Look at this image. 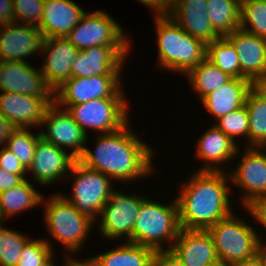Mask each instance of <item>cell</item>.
<instances>
[{
    "mask_svg": "<svg viewBox=\"0 0 266 266\" xmlns=\"http://www.w3.org/2000/svg\"><path fill=\"white\" fill-rule=\"evenodd\" d=\"M240 28L266 39V2L245 1L241 5Z\"/></svg>",
    "mask_w": 266,
    "mask_h": 266,
    "instance_id": "836d02e7",
    "label": "cell"
},
{
    "mask_svg": "<svg viewBox=\"0 0 266 266\" xmlns=\"http://www.w3.org/2000/svg\"><path fill=\"white\" fill-rule=\"evenodd\" d=\"M170 251L185 266H215L220 263L208 230L181 229Z\"/></svg>",
    "mask_w": 266,
    "mask_h": 266,
    "instance_id": "44dd1931",
    "label": "cell"
},
{
    "mask_svg": "<svg viewBox=\"0 0 266 266\" xmlns=\"http://www.w3.org/2000/svg\"><path fill=\"white\" fill-rule=\"evenodd\" d=\"M29 181L24 179L17 186L0 193V222L42 204V194Z\"/></svg>",
    "mask_w": 266,
    "mask_h": 266,
    "instance_id": "484cf974",
    "label": "cell"
},
{
    "mask_svg": "<svg viewBox=\"0 0 266 266\" xmlns=\"http://www.w3.org/2000/svg\"><path fill=\"white\" fill-rule=\"evenodd\" d=\"M186 77L192 90L199 96L198 99L200 101L232 78L228 73L223 72L206 58L196 67L192 68L186 74Z\"/></svg>",
    "mask_w": 266,
    "mask_h": 266,
    "instance_id": "f1b7e54d",
    "label": "cell"
},
{
    "mask_svg": "<svg viewBox=\"0 0 266 266\" xmlns=\"http://www.w3.org/2000/svg\"><path fill=\"white\" fill-rule=\"evenodd\" d=\"M215 266H232V265H228V264L219 263V264H217V265H215Z\"/></svg>",
    "mask_w": 266,
    "mask_h": 266,
    "instance_id": "f5cc1de1",
    "label": "cell"
},
{
    "mask_svg": "<svg viewBox=\"0 0 266 266\" xmlns=\"http://www.w3.org/2000/svg\"><path fill=\"white\" fill-rule=\"evenodd\" d=\"M214 125L224 134L229 136L237 145L236 138H246V147H248L249 115L246 106L236 109L227 115L215 120Z\"/></svg>",
    "mask_w": 266,
    "mask_h": 266,
    "instance_id": "e575fe53",
    "label": "cell"
},
{
    "mask_svg": "<svg viewBox=\"0 0 266 266\" xmlns=\"http://www.w3.org/2000/svg\"><path fill=\"white\" fill-rule=\"evenodd\" d=\"M127 101L126 97H107L80 104L58 106L67 109L86 134H88L86 129L108 134L120 130L130 121Z\"/></svg>",
    "mask_w": 266,
    "mask_h": 266,
    "instance_id": "ba28073f",
    "label": "cell"
},
{
    "mask_svg": "<svg viewBox=\"0 0 266 266\" xmlns=\"http://www.w3.org/2000/svg\"><path fill=\"white\" fill-rule=\"evenodd\" d=\"M77 160L70 151L67 152L40 137L27 173H31V177L33 176L34 181L40 185L48 186L62 179L68 181L67 174L71 172Z\"/></svg>",
    "mask_w": 266,
    "mask_h": 266,
    "instance_id": "9a60e30c",
    "label": "cell"
},
{
    "mask_svg": "<svg viewBox=\"0 0 266 266\" xmlns=\"http://www.w3.org/2000/svg\"><path fill=\"white\" fill-rule=\"evenodd\" d=\"M234 46L240 62V78L256 85L266 78V39L241 28L225 36Z\"/></svg>",
    "mask_w": 266,
    "mask_h": 266,
    "instance_id": "ac0fdd59",
    "label": "cell"
},
{
    "mask_svg": "<svg viewBox=\"0 0 266 266\" xmlns=\"http://www.w3.org/2000/svg\"><path fill=\"white\" fill-rule=\"evenodd\" d=\"M67 256L68 257L64 259L65 264L62 266H99L97 260L94 258V255H92V257L85 258L83 261L73 258L71 254H68Z\"/></svg>",
    "mask_w": 266,
    "mask_h": 266,
    "instance_id": "ee69618b",
    "label": "cell"
},
{
    "mask_svg": "<svg viewBox=\"0 0 266 266\" xmlns=\"http://www.w3.org/2000/svg\"><path fill=\"white\" fill-rule=\"evenodd\" d=\"M123 243L94 256L99 266H152L154 249L127 241Z\"/></svg>",
    "mask_w": 266,
    "mask_h": 266,
    "instance_id": "4316f807",
    "label": "cell"
},
{
    "mask_svg": "<svg viewBox=\"0 0 266 266\" xmlns=\"http://www.w3.org/2000/svg\"><path fill=\"white\" fill-rule=\"evenodd\" d=\"M146 196L123 194L113 190L111 197L99 214L98 229L105 239L119 241L121 238L132 243V231L135 220Z\"/></svg>",
    "mask_w": 266,
    "mask_h": 266,
    "instance_id": "9c48e42d",
    "label": "cell"
},
{
    "mask_svg": "<svg viewBox=\"0 0 266 266\" xmlns=\"http://www.w3.org/2000/svg\"><path fill=\"white\" fill-rule=\"evenodd\" d=\"M253 83L246 78H231L217 90L206 95L200 102L205 110L215 116L214 119L227 115L245 105L248 92Z\"/></svg>",
    "mask_w": 266,
    "mask_h": 266,
    "instance_id": "d4e9b609",
    "label": "cell"
},
{
    "mask_svg": "<svg viewBox=\"0 0 266 266\" xmlns=\"http://www.w3.org/2000/svg\"><path fill=\"white\" fill-rule=\"evenodd\" d=\"M123 28L107 12H86L66 38L79 50L91 46H131Z\"/></svg>",
    "mask_w": 266,
    "mask_h": 266,
    "instance_id": "30bf717a",
    "label": "cell"
},
{
    "mask_svg": "<svg viewBox=\"0 0 266 266\" xmlns=\"http://www.w3.org/2000/svg\"><path fill=\"white\" fill-rule=\"evenodd\" d=\"M54 258H55V255L47 263H45L43 266H57L53 261Z\"/></svg>",
    "mask_w": 266,
    "mask_h": 266,
    "instance_id": "f907efd6",
    "label": "cell"
},
{
    "mask_svg": "<svg viewBox=\"0 0 266 266\" xmlns=\"http://www.w3.org/2000/svg\"><path fill=\"white\" fill-rule=\"evenodd\" d=\"M235 1L236 3H238L240 6L247 0H233Z\"/></svg>",
    "mask_w": 266,
    "mask_h": 266,
    "instance_id": "816d5d0a",
    "label": "cell"
},
{
    "mask_svg": "<svg viewBox=\"0 0 266 266\" xmlns=\"http://www.w3.org/2000/svg\"><path fill=\"white\" fill-rule=\"evenodd\" d=\"M31 128H15L7 140L6 148L12 152L26 168L30 167L41 133L30 132Z\"/></svg>",
    "mask_w": 266,
    "mask_h": 266,
    "instance_id": "1f68e13d",
    "label": "cell"
},
{
    "mask_svg": "<svg viewBox=\"0 0 266 266\" xmlns=\"http://www.w3.org/2000/svg\"><path fill=\"white\" fill-rule=\"evenodd\" d=\"M46 239H31L23 248L16 266H43L53 256V247Z\"/></svg>",
    "mask_w": 266,
    "mask_h": 266,
    "instance_id": "d590c367",
    "label": "cell"
},
{
    "mask_svg": "<svg viewBox=\"0 0 266 266\" xmlns=\"http://www.w3.org/2000/svg\"><path fill=\"white\" fill-rule=\"evenodd\" d=\"M121 80V75L71 77L54 91V102L74 105L98 98L125 97Z\"/></svg>",
    "mask_w": 266,
    "mask_h": 266,
    "instance_id": "8fae6325",
    "label": "cell"
},
{
    "mask_svg": "<svg viewBox=\"0 0 266 266\" xmlns=\"http://www.w3.org/2000/svg\"><path fill=\"white\" fill-rule=\"evenodd\" d=\"M24 179L19 174H13L0 167V193L17 186Z\"/></svg>",
    "mask_w": 266,
    "mask_h": 266,
    "instance_id": "60d3db41",
    "label": "cell"
},
{
    "mask_svg": "<svg viewBox=\"0 0 266 266\" xmlns=\"http://www.w3.org/2000/svg\"><path fill=\"white\" fill-rule=\"evenodd\" d=\"M134 132L128 122L116 132L97 134L95 151L86 146L78 161L124 183L149 176L154 173L152 157L155 150Z\"/></svg>",
    "mask_w": 266,
    "mask_h": 266,
    "instance_id": "6da1fadb",
    "label": "cell"
},
{
    "mask_svg": "<svg viewBox=\"0 0 266 266\" xmlns=\"http://www.w3.org/2000/svg\"><path fill=\"white\" fill-rule=\"evenodd\" d=\"M244 208L257 223L266 228V196L251 200Z\"/></svg>",
    "mask_w": 266,
    "mask_h": 266,
    "instance_id": "f35d334b",
    "label": "cell"
},
{
    "mask_svg": "<svg viewBox=\"0 0 266 266\" xmlns=\"http://www.w3.org/2000/svg\"><path fill=\"white\" fill-rule=\"evenodd\" d=\"M137 1L151 8V10H154L155 16L159 15V0H137Z\"/></svg>",
    "mask_w": 266,
    "mask_h": 266,
    "instance_id": "7dc6e473",
    "label": "cell"
},
{
    "mask_svg": "<svg viewBox=\"0 0 266 266\" xmlns=\"http://www.w3.org/2000/svg\"><path fill=\"white\" fill-rule=\"evenodd\" d=\"M85 13L72 0H45L38 28L44 38L66 37Z\"/></svg>",
    "mask_w": 266,
    "mask_h": 266,
    "instance_id": "cb8c5ba5",
    "label": "cell"
},
{
    "mask_svg": "<svg viewBox=\"0 0 266 266\" xmlns=\"http://www.w3.org/2000/svg\"><path fill=\"white\" fill-rule=\"evenodd\" d=\"M44 203V204H43ZM45 228L51 238L60 242L70 254H77L85 245L95 223L76 210L59 192L42 199Z\"/></svg>",
    "mask_w": 266,
    "mask_h": 266,
    "instance_id": "5b68a950",
    "label": "cell"
},
{
    "mask_svg": "<svg viewBox=\"0 0 266 266\" xmlns=\"http://www.w3.org/2000/svg\"><path fill=\"white\" fill-rule=\"evenodd\" d=\"M0 167L5 171L13 174H19L23 179H27V170L21 164L19 159L10 152L6 147L2 146L0 150Z\"/></svg>",
    "mask_w": 266,
    "mask_h": 266,
    "instance_id": "74e56055",
    "label": "cell"
},
{
    "mask_svg": "<svg viewBox=\"0 0 266 266\" xmlns=\"http://www.w3.org/2000/svg\"><path fill=\"white\" fill-rule=\"evenodd\" d=\"M41 126L46 128V131L40 130L41 137L46 141L64 150L70 148L71 154L77 159L84 153L89 136L74 121L67 109L53 102L47 108Z\"/></svg>",
    "mask_w": 266,
    "mask_h": 266,
    "instance_id": "7c38bea8",
    "label": "cell"
},
{
    "mask_svg": "<svg viewBox=\"0 0 266 266\" xmlns=\"http://www.w3.org/2000/svg\"><path fill=\"white\" fill-rule=\"evenodd\" d=\"M232 266H264L261 256L256 253L253 257L246 259L245 261L238 262Z\"/></svg>",
    "mask_w": 266,
    "mask_h": 266,
    "instance_id": "bcb514c9",
    "label": "cell"
},
{
    "mask_svg": "<svg viewBox=\"0 0 266 266\" xmlns=\"http://www.w3.org/2000/svg\"><path fill=\"white\" fill-rule=\"evenodd\" d=\"M237 167L229 172L231 183L243 191L241 204L244 207L251 200L266 196V148L245 147Z\"/></svg>",
    "mask_w": 266,
    "mask_h": 266,
    "instance_id": "5bb4252c",
    "label": "cell"
},
{
    "mask_svg": "<svg viewBox=\"0 0 266 266\" xmlns=\"http://www.w3.org/2000/svg\"><path fill=\"white\" fill-rule=\"evenodd\" d=\"M44 5L45 0H13L15 22L38 27Z\"/></svg>",
    "mask_w": 266,
    "mask_h": 266,
    "instance_id": "8d00e7d4",
    "label": "cell"
},
{
    "mask_svg": "<svg viewBox=\"0 0 266 266\" xmlns=\"http://www.w3.org/2000/svg\"><path fill=\"white\" fill-rule=\"evenodd\" d=\"M245 106L249 115L248 147L266 148V95L257 85L248 92Z\"/></svg>",
    "mask_w": 266,
    "mask_h": 266,
    "instance_id": "83f0119b",
    "label": "cell"
},
{
    "mask_svg": "<svg viewBox=\"0 0 266 266\" xmlns=\"http://www.w3.org/2000/svg\"><path fill=\"white\" fill-rule=\"evenodd\" d=\"M79 51L66 37L44 38L41 53L45 61L39 67L53 91L71 78V66Z\"/></svg>",
    "mask_w": 266,
    "mask_h": 266,
    "instance_id": "d6986e66",
    "label": "cell"
},
{
    "mask_svg": "<svg viewBox=\"0 0 266 266\" xmlns=\"http://www.w3.org/2000/svg\"><path fill=\"white\" fill-rule=\"evenodd\" d=\"M0 91L54 99L40 67L27 62H0Z\"/></svg>",
    "mask_w": 266,
    "mask_h": 266,
    "instance_id": "2e32d148",
    "label": "cell"
},
{
    "mask_svg": "<svg viewBox=\"0 0 266 266\" xmlns=\"http://www.w3.org/2000/svg\"><path fill=\"white\" fill-rule=\"evenodd\" d=\"M181 0H159V15L168 14Z\"/></svg>",
    "mask_w": 266,
    "mask_h": 266,
    "instance_id": "f6af8a7d",
    "label": "cell"
},
{
    "mask_svg": "<svg viewBox=\"0 0 266 266\" xmlns=\"http://www.w3.org/2000/svg\"><path fill=\"white\" fill-rule=\"evenodd\" d=\"M223 171H194L176 196L181 229L208 230L234 212L229 197L231 178Z\"/></svg>",
    "mask_w": 266,
    "mask_h": 266,
    "instance_id": "7a4b0ae2",
    "label": "cell"
},
{
    "mask_svg": "<svg viewBox=\"0 0 266 266\" xmlns=\"http://www.w3.org/2000/svg\"><path fill=\"white\" fill-rule=\"evenodd\" d=\"M158 67L186 75L206 58V44L185 32L169 15H153Z\"/></svg>",
    "mask_w": 266,
    "mask_h": 266,
    "instance_id": "3957f363",
    "label": "cell"
},
{
    "mask_svg": "<svg viewBox=\"0 0 266 266\" xmlns=\"http://www.w3.org/2000/svg\"><path fill=\"white\" fill-rule=\"evenodd\" d=\"M15 22L13 0H0V26Z\"/></svg>",
    "mask_w": 266,
    "mask_h": 266,
    "instance_id": "b9f144b4",
    "label": "cell"
},
{
    "mask_svg": "<svg viewBox=\"0 0 266 266\" xmlns=\"http://www.w3.org/2000/svg\"><path fill=\"white\" fill-rule=\"evenodd\" d=\"M180 230L176 198L169 204H162L148 197L135 220L132 243L150 247L155 251L170 250Z\"/></svg>",
    "mask_w": 266,
    "mask_h": 266,
    "instance_id": "277c9868",
    "label": "cell"
},
{
    "mask_svg": "<svg viewBox=\"0 0 266 266\" xmlns=\"http://www.w3.org/2000/svg\"><path fill=\"white\" fill-rule=\"evenodd\" d=\"M220 263L233 265L253 257L258 252L263 234L256 231L234 212L208 229Z\"/></svg>",
    "mask_w": 266,
    "mask_h": 266,
    "instance_id": "8992f818",
    "label": "cell"
},
{
    "mask_svg": "<svg viewBox=\"0 0 266 266\" xmlns=\"http://www.w3.org/2000/svg\"><path fill=\"white\" fill-rule=\"evenodd\" d=\"M152 266H185L170 250H158L153 257Z\"/></svg>",
    "mask_w": 266,
    "mask_h": 266,
    "instance_id": "ab89813d",
    "label": "cell"
},
{
    "mask_svg": "<svg viewBox=\"0 0 266 266\" xmlns=\"http://www.w3.org/2000/svg\"><path fill=\"white\" fill-rule=\"evenodd\" d=\"M206 59L231 77L240 78L239 57L234 46L225 36L206 44Z\"/></svg>",
    "mask_w": 266,
    "mask_h": 266,
    "instance_id": "4dcf8cb0",
    "label": "cell"
},
{
    "mask_svg": "<svg viewBox=\"0 0 266 266\" xmlns=\"http://www.w3.org/2000/svg\"><path fill=\"white\" fill-rule=\"evenodd\" d=\"M15 127L0 113V145L6 147L8 138Z\"/></svg>",
    "mask_w": 266,
    "mask_h": 266,
    "instance_id": "7bdbcfd3",
    "label": "cell"
},
{
    "mask_svg": "<svg viewBox=\"0 0 266 266\" xmlns=\"http://www.w3.org/2000/svg\"><path fill=\"white\" fill-rule=\"evenodd\" d=\"M43 40L42 32L33 25L12 22L0 26V62H27L25 58L41 52Z\"/></svg>",
    "mask_w": 266,
    "mask_h": 266,
    "instance_id": "e0dca14e",
    "label": "cell"
},
{
    "mask_svg": "<svg viewBox=\"0 0 266 266\" xmlns=\"http://www.w3.org/2000/svg\"><path fill=\"white\" fill-rule=\"evenodd\" d=\"M247 1H261V2H266V0H247Z\"/></svg>",
    "mask_w": 266,
    "mask_h": 266,
    "instance_id": "db71d44e",
    "label": "cell"
},
{
    "mask_svg": "<svg viewBox=\"0 0 266 266\" xmlns=\"http://www.w3.org/2000/svg\"><path fill=\"white\" fill-rule=\"evenodd\" d=\"M196 147V158L204 162L198 171H223L222 166L240 153L239 146L215 125L197 139Z\"/></svg>",
    "mask_w": 266,
    "mask_h": 266,
    "instance_id": "7402d4cb",
    "label": "cell"
},
{
    "mask_svg": "<svg viewBox=\"0 0 266 266\" xmlns=\"http://www.w3.org/2000/svg\"><path fill=\"white\" fill-rule=\"evenodd\" d=\"M266 95V78L256 84Z\"/></svg>",
    "mask_w": 266,
    "mask_h": 266,
    "instance_id": "681fc988",
    "label": "cell"
},
{
    "mask_svg": "<svg viewBox=\"0 0 266 266\" xmlns=\"http://www.w3.org/2000/svg\"><path fill=\"white\" fill-rule=\"evenodd\" d=\"M167 15L185 32L205 44L221 37L211 25L207 0H181Z\"/></svg>",
    "mask_w": 266,
    "mask_h": 266,
    "instance_id": "603a6c76",
    "label": "cell"
},
{
    "mask_svg": "<svg viewBox=\"0 0 266 266\" xmlns=\"http://www.w3.org/2000/svg\"><path fill=\"white\" fill-rule=\"evenodd\" d=\"M67 177L73 180L72 196L63 195L62 192L60 194L73 204L79 213L97 224L99 214L114 190L112 179L100 171L85 167L78 160Z\"/></svg>",
    "mask_w": 266,
    "mask_h": 266,
    "instance_id": "52a82bcc",
    "label": "cell"
},
{
    "mask_svg": "<svg viewBox=\"0 0 266 266\" xmlns=\"http://www.w3.org/2000/svg\"><path fill=\"white\" fill-rule=\"evenodd\" d=\"M54 99L16 94L0 93V113L15 128H39L42 125L47 108Z\"/></svg>",
    "mask_w": 266,
    "mask_h": 266,
    "instance_id": "ffe728a7",
    "label": "cell"
},
{
    "mask_svg": "<svg viewBox=\"0 0 266 266\" xmlns=\"http://www.w3.org/2000/svg\"><path fill=\"white\" fill-rule=\"evenodd\" d=\"M207 12L213 29L221 37L240 28L241 6L233 0H207Z\"/></svg>",
    "mask_w": 266,
    "mask_h": 266,
    "instance_id": "f546056e",
    "label": "cell"
},
{
    "mask_svg": "<svg viewBox=\"0 0 266 266\" xmlns=\"http://www.w3.org/2000/svg\"><path fill=\"white\" fill-rule=\"evenodd\" d=\"M259 239L258 254L261 256L264 266H266V243Z\"/></svg>",
    "mask_w": 266,
    "mask_h": 266,
    "instance_id": "c3c4849f",
    "label": "cell"
},
{
    "mask_svg": "<svg viewBox=\"0 0 266 266\" xmlns=\"http://www.w3.org/2000/svg\"><path fill=\"white\" fill-rule=\"evenodd\" d=\"M130 46H91L80 50L71 66V77L121 75Z\"/></svg>",
    "mask_w": 266,
    "mask_h": 266,
    "instance_id": "4fadbf2b",
    "label": "cell"
},
{
    "mask_svg": "<svg viewBox=\"0 0 266 266\" xmlns=\"http://www.w3.org/2000/svg\"><path fill=\"white\" fill-rule=\"evenodd\" d=\"M0 222V266H16L25 245L32 239Z\"/></svg>",
    "mask_w": 266,
    "mask_h": 266,
    "instance_id": "d6a6232c",
    "label": "cell"
}]
</instances>
